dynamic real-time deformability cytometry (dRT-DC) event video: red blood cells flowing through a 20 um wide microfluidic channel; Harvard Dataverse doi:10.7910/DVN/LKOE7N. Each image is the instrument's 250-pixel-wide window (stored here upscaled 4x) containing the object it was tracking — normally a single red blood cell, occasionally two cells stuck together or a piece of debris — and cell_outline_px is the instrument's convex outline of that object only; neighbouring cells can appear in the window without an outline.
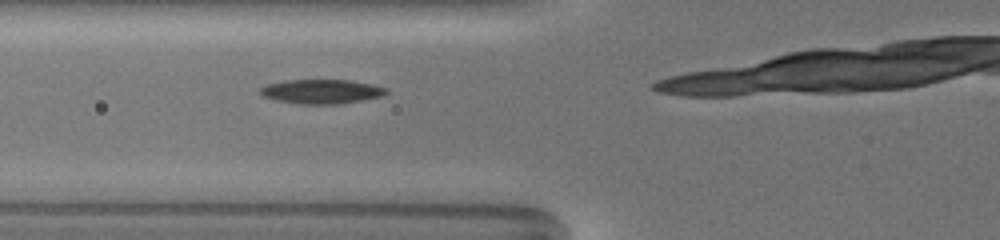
{"species": "common noctule bat (a hibernating species)", "species_latin": "Nyctalus noctula", "temperature_condition": "warm", "stored_images_in_passage": 7, "camera_frame_rate_fps": 3000, "um_per_image_px": 0.085, "animal": {"sex": "female", "body_mass_g": 19.5, "forearm_length_mm": 54.1}, "frame": {"image": 1, "passage_image": 4, "time_ms": 1.0, "image_size_px": [1000, 240], "cell_outline_px": [[388, 92], [380, 96], [340, 104], [300, 104], [276, 100], [264, 96], [260, 92], [260, 88], [268, 84], [284, 80], [348, 80], [372, 84], [388, 88]], "centroid_in_image_um": [27.33, 7.77], "position_along_channel_um": 98.5, "area_um2": 17.69}}